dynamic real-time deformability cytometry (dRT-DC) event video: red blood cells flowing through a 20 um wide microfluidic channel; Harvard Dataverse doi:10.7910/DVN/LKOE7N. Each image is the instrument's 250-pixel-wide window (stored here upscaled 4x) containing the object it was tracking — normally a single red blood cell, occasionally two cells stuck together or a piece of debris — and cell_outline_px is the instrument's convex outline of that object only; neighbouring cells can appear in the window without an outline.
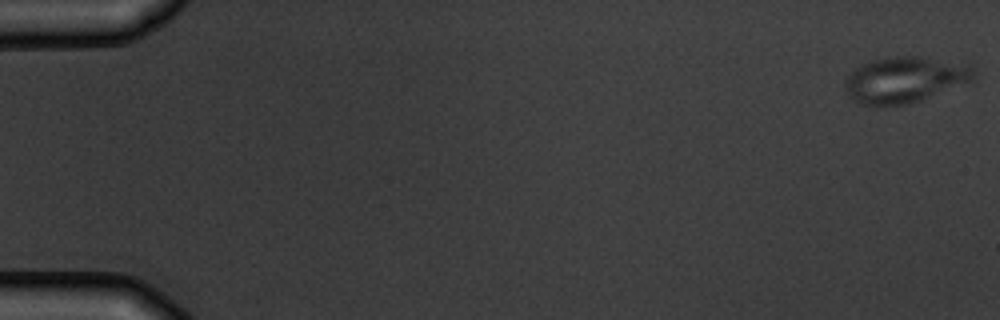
{"species": "common noctule bat (a hibernating species)", "species_latin": "Nyctalus noctula", "temperature_condition": "warm", "stored_images_in_passage": 8, "camera_frame_rate_fps": 3000, "um_per_image_px": 0.085, "animal": {"sex": "male", "body_mass_g": 19.5, "forearm_length_mm": 54.6}, "frame": {"image": 1, "passage_image": 1, "time_ms": 0.0, "image_size_px": [1000, 320], "cell_outline_px": [[976, 76], [972, 80], [920, 100], [908, 104], [876, 108], [872, 108], [860, 104], [848, 96], [844, 84], [844, 80], [860, 64], [872, 60], [888, 56], [916, 56], [972, 64]], "centroid_in_image_um": [76.86, 6.79], "position_along_channel_um": 8.1, "area_um2": 34.97}}